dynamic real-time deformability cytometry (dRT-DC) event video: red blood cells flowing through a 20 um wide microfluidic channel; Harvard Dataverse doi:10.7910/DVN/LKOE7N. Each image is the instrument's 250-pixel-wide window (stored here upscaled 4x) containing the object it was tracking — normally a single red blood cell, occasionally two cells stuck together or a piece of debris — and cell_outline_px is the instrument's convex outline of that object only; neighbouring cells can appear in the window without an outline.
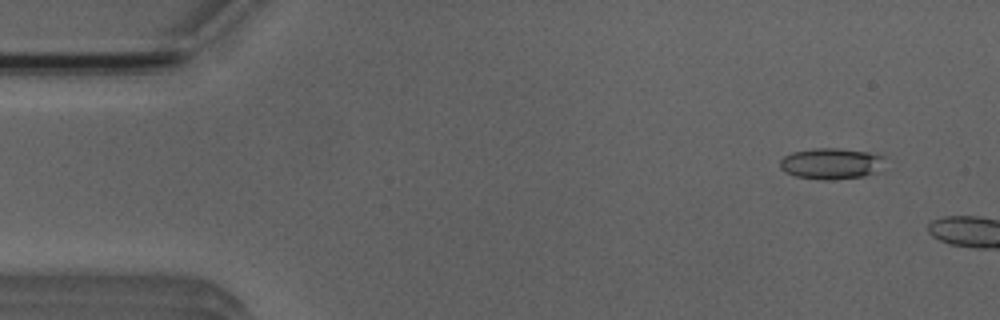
{"species": "Egyptian fruit bat (a non-hibernating species)", "species_latin": "Rousettus aegyptiacus", "temperature_condition": "room temperature", "stored_images_in_passage": 3, "camera_frame_rate_fps": 3000, "um_per_image_px": 0.085, "animal": {"sex": "male"}, "frame": {"image": 1, "passage_image": 2, "time_ms": 1.0, "image_size_px": [1000, 320], "cell_outline_px": [[884, 156], [880, 172], [864, 176], [828, 180], [824, 180], [796, 176], [784, 172], [780, 168], [780, 160], [784, 156], [792, 152], [816, 148], [840, 148], [868, 152]], "centroid_in_image_um": [70.65, 13.9], "position_along_channel_um": 14.3, "area_um2": 19.07}}